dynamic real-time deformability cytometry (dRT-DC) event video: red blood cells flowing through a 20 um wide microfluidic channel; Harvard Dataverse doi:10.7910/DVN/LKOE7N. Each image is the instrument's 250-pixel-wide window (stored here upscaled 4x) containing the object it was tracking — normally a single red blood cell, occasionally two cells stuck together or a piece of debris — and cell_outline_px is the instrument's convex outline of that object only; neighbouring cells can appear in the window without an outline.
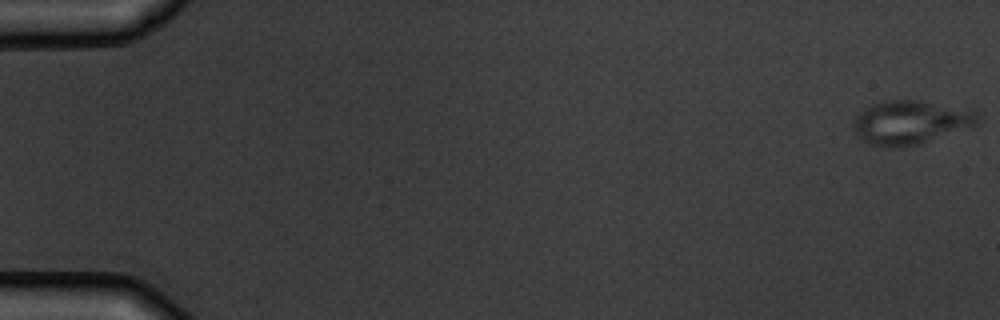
{"species": "common noctule bat (a hibernating species)", "species_latin": "Nyctalus noctula", "temperature_condition": "warm", "stored_images_in_passage": 7, "camera_frame_rate_fps": 3000, "um_per_image_px": 0.085, "animal": {"sex": "male", "body_mass_g": 19.5, "forearm_length_mm": 54.6}, "frame": {"image": 1, "passage_image": 1, "time_ms": 0.0, "image_size_px": [1000, 320], "cell_outline_px": [[976, 124], [972, 128], [920, 144], [904, 148], [888, 148], [868, 144], [860, 140], [852, 124], [856, 116], [864, 108], [872, 104], [884, 100], [920, 100], [976, 112]], "centroid_in_image_um": [77.33, 10.44], "position_along_channel_um": 7.7, "area_um2": 31.85}}